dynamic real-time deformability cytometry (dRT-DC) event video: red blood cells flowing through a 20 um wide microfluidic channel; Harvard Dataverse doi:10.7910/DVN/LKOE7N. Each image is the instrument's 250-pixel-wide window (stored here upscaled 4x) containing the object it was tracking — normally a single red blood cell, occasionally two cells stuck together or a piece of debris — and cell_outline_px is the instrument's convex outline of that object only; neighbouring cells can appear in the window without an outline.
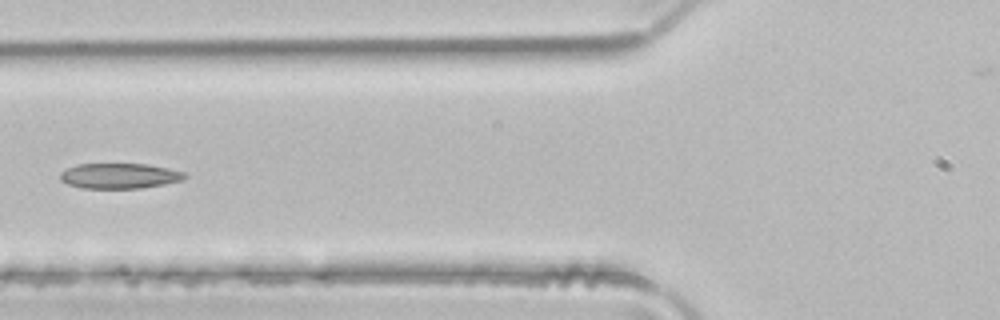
{"species": "common noctule bat (a hibernating species)", "species_latin": "Nyctalus noctula", "temperature_condition": "room temperature", "stored_images_in_passage": 5, "camera_frame_rate_fps": 3000, "um_per_image_px": 0.085, "animal": {"sex": "male", "body_mass_g": 21.5, "forearm_length_mm": 52.0}, "frame": {"image": 1, "passage_image": 5, "time_ms": 1.333, "image_size_px": [1000, 320], "cell_outline_px": [[188, 176], [180, 180], [164, 184], [140, 188], [84, 188], [68, 184], [60, 180], [60, 172], [76, 164], [148, 164], [168, 168], [184, 172]], "centroid_in_image_um": [10.14, 14.94], "position_along_channel_um": 115.7, "area_um2": 18.26}}